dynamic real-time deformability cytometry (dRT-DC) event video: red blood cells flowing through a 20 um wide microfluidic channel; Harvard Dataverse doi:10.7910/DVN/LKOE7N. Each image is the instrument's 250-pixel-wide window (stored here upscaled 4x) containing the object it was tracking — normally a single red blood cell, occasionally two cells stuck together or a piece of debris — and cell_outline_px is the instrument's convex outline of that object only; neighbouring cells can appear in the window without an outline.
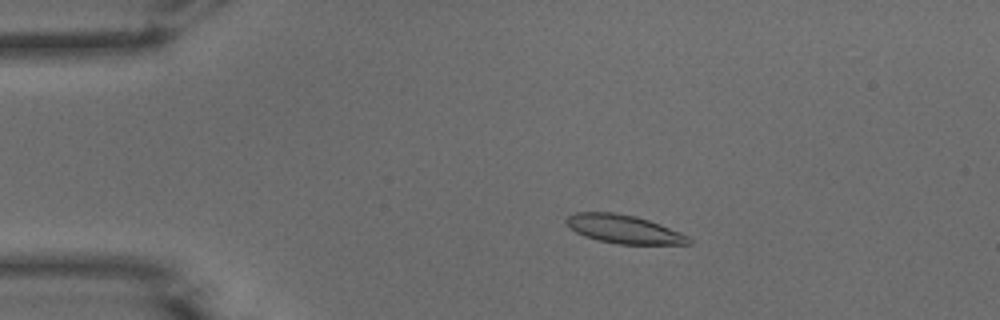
{"species": "common noctule bat (a hibernating species)", "species_latin": "Nyctalus noctula", "temperature_condition": "warm", "stored_images_in_passage": 52, "camera_frame_rate_fps": 3000, "um_per_image_px": 0.085, "animal": {"sex": "male", "body_mass_g": 15.6}, "frame": {"image": 1, "passage_image": 10, "time_ms": 3.0, "image_size_px": [1000, 320], "cell_outline_px": [[692, 244], [620, 244], [596, 240], [584, 236], [576, 232], [564, 224], [564, 220], [568, 216], [576, 212], [612, 212], [636, 216], [660, 224], [680, 232], [688, 236], [692, 240]], "centroid_in_image_um": [52.99, 19.48], "position_along_channel_um": 32.0, "area_um2": 20.4}}
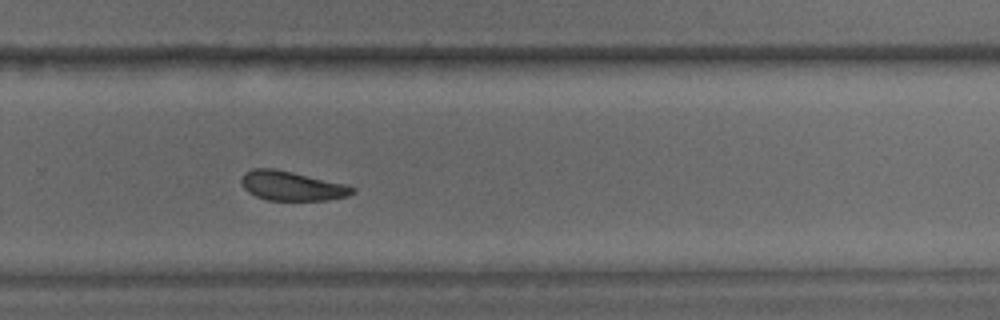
{"frame": {"image": 2, "passage_image": 35, "time_ms": 11.333, "image_size_px": [1000, 320], "cell_outline_px": [[356, 192], [348, 196], [328, 200], [268, 200], [256, 196], [248, 192], [244, 188], [240, 180], [244, 172], [252, 168], [272, 168], [292, 172], [348, 184], [356, 188]], "centroid_in_image_um": [24.83, 15.8], "position_along_channel_um": 305.0, "area_um2": 19.19}}
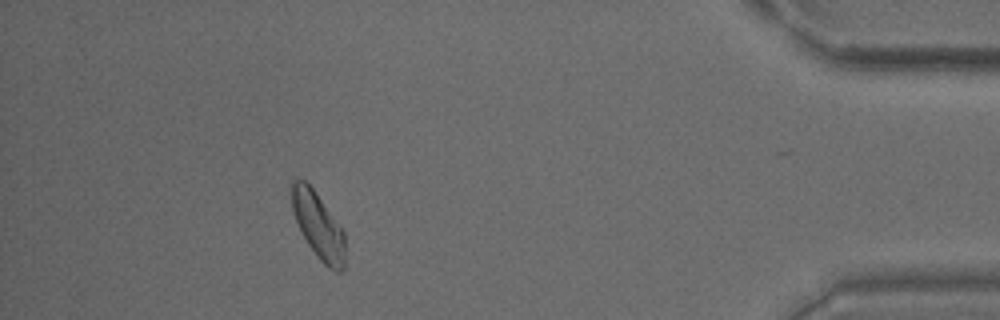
{"frame": {"image": 3, "passage_image": 47, "time_ms": 15.333, "image_size_px": [1000, 320], "cell_outline_px": [[344, 268], [340, 272], [336, 272], [328, 268], [320, 260], [308, 244], [296, 220], [292, 208], [288, 188], [288, 184], [292, 180], [304, 180], [312, 188], [344, 232]], "centroid_in_image_um": [27.0, 19.15], "position_along_channel_um": 408.2, "area_um2": 20.35}, "authors_computed_cell_mechanics": {"area_um2": 20.2589, "velocity_mm_per_s": 3.8704, "shape_relaxation_time_tau1_ms": 3.7347, "shape_relaxation_time_tau2_ms": 6.0802, "deformation_change_tau1": 0.1223, "deformation_change_tau2": 0.1364}}